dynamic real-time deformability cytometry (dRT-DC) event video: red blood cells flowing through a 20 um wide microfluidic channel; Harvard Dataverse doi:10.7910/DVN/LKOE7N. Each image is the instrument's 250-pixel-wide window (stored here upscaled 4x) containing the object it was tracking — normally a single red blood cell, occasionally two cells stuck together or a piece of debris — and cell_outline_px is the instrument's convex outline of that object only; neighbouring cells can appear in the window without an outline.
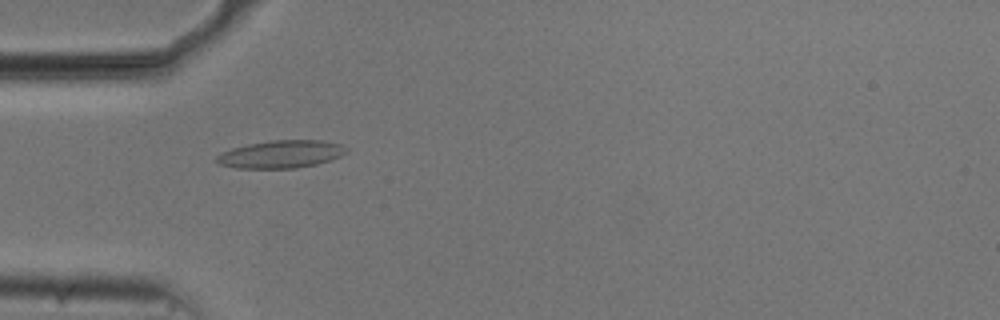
{"species": "common noctule bat (a hibernating species)", "species_latin": "Nyctalus noctula", "temperature_condition": "cold", "stored_images_in_passage": 47, "camera_frame_rate_fps": 3000, "um_per_image_px": 0.085, "animal": {"sex": "male", "body_mass_g": 20.5, "forearm_length_mm": 52.5}, "frame": {"image": 1, "passage_image": 10, "time_ms": 3.0, "image_size_px": [1000, 320], "cell_outline_px": [[348, 152], [332, 160], [316, 164], [296, 168], [236, 168], [220, 164], [216, 160], [216, 156], [232, 148], [248, 144], [272, 140], [324, 140], [340, 144], [348, 148]], "centroid_in_image_um": [23.94, 13.1], "position_along_channel_um": 61.1, "area_um2": 20.92}}
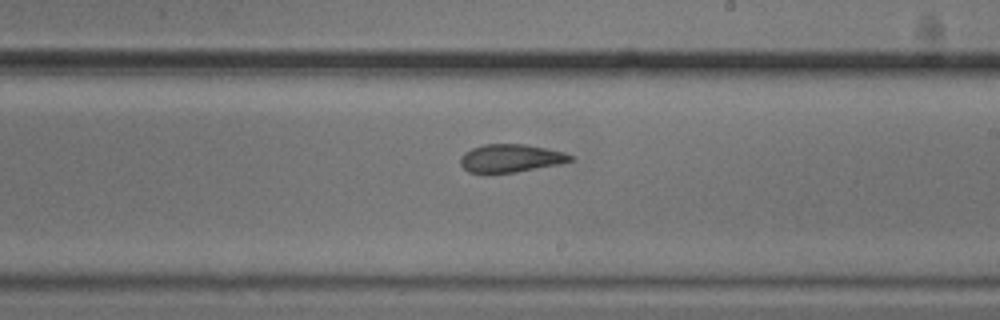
{"frame": {"image": 2, "passage_image": 25, "time_ms": 8.0, "image_size_px": [1000, 320], "cell_outline_px": [[572, 160], [560, 164], [516, 172], [488, 176], [468, 172], [460, 164], [460, 156], [464, 152], [472, 148], [484, 144], [524, 144], [564, 152], [572, 156]], "centroid_in_image_um": [43.32, 13.49], "position_along_channel_um": 245.7, "area_um2": 18.44}}
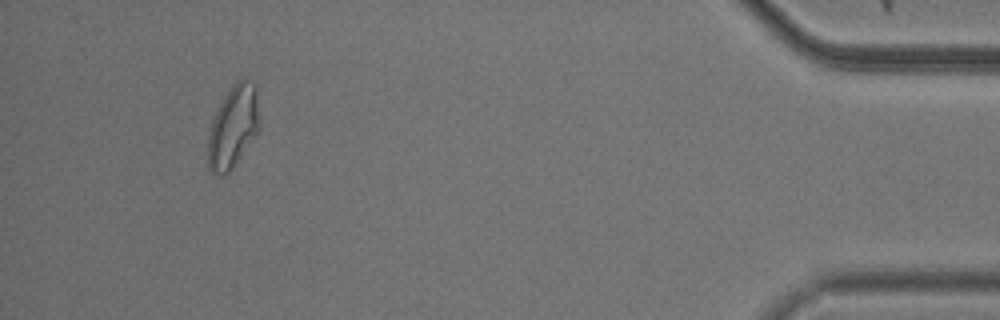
{"frame": {"image": 3, "passage_image": 44, "time_ms": 14.333, "image_size_px": [1000, 320], "cell_outline_px": [[260, 128], [256, 136], [232, 168], [224, 176], [220, 176], [212, 172], [208, 168], [208, 132], [212, 120], [224, 96], [232, 84], [236, 80], [252, 80], [256, 84]], "centroid_in_image_um": [19.83, 10.77], "position_along_channel_um": 415.4, "area_um2": 24.91}, "authors_computed_cell_mechanics": {"area_um2": 19.7676, "velocity_mm_per_s": 3.7233, "shape_relaxation_time_tau1_ms": null, "shape_relaxation_time_tau2_ms": 1.9592, "deformation_change_tau1": null, "deformation_change_tau2": 0.0714}}